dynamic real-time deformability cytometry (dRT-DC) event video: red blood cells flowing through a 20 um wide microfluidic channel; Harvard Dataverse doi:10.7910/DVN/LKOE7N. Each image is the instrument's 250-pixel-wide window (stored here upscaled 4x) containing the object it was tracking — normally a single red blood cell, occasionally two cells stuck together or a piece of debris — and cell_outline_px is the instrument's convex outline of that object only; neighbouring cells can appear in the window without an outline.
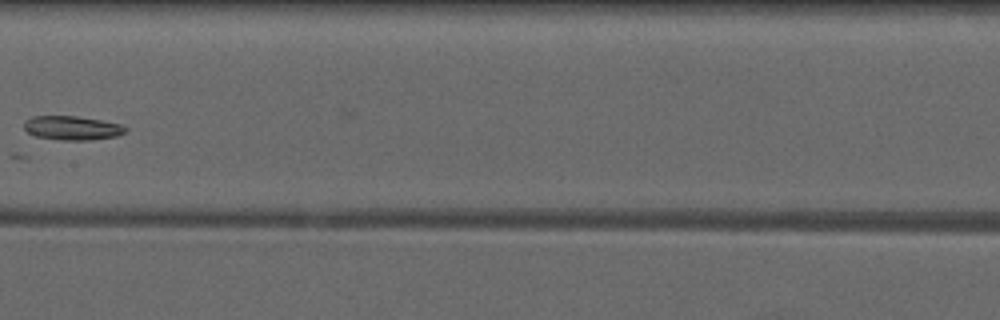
{"species": "common noctule bat (a hibernating species)", "species_latin": "Nyctalus noctula", "temperature_condition": "warm", "stored_images_in_passage": 8, "camera_frame_rate_fps": 3000, "um_per_image_px": 0.085, "animal": {"sex": "male", "forearm_length_mm": 52.5}, "frame": {"image": 1, "passage_image": 8, "time_ms": 8.333, "image_size_px": [1000, 320], "cell_outline_px": [[128, 132], [116, 136], [92, 140], [60, 140], [36, 136], [28, 132], [24, 128], [24, 124], [32, 116], [76, 116], [100, 120], [120, 124], [128, 128]], "centroid_in_image_um": [6.18, 10.88], "position_along_channel_um": 201.2, "area_um2": 14.16}}